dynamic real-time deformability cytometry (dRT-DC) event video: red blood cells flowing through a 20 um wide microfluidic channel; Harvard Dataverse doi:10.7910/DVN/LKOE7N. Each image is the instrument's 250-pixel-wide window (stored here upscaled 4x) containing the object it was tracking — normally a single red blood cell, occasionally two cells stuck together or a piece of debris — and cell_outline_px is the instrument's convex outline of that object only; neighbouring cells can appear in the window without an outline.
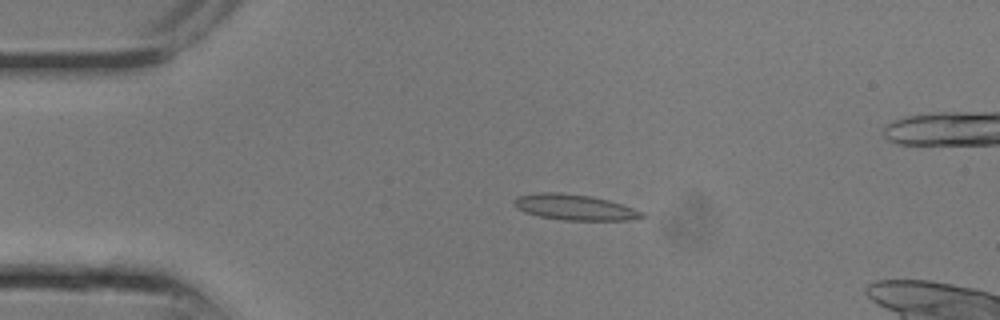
{"species": "common noctule bat (a hibernating species)", "species_latin": "Nyctalus noctula", "temperature_condition": "room temperature", "stored_images_in_passage": 9, "camera_frame_rate_fps": 3000, "um_per_image_px": 0.085, "animal": {"sex": "male", "body_mass_g": 13.3}, "frame": {"image": 1, "passage_image": 6, "time_ms": 1.667, "image_size_px": [1000, 320], "cell_outline_px": [[648, 216], [628, 220], [564, 220], [540, 216], [524, 212], [516, 208], [512, 204], [512, 200], [516, 196], [536, 192], [560, 192], [592, 196], [608, 200], [644, 212]], "centroid_in_image_um": [48.78, 17.6], "position_along_channel_um": 36.2, "area_um2": 19.31}}